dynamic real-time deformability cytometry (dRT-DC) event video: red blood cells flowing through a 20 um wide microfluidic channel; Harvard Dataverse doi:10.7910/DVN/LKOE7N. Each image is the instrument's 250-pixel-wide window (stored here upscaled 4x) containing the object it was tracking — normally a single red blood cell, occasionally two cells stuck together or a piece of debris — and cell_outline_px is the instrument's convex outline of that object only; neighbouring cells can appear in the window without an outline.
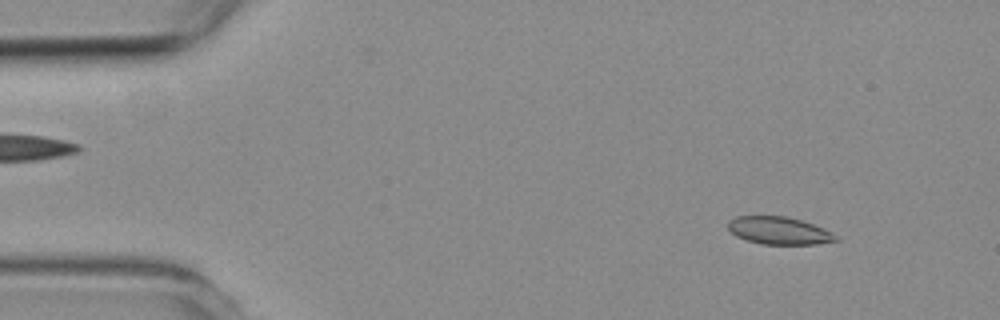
{"species": "common noctule bat (a hibernating species)", "species_latin": "Nyctalus noctula", "temperature_condition": "room temperature", "stored_images_in_passage": 2, "camera_frame_rate_fps": 3000, "um_per_image_px": 0.085, "animal": {"sex": "female", "body_mass_g": 19.3, "forearm_length_mm": 54.1}, "frame": {"image": 1, "passage_image": 2, "time_ms": 2.0, "image_size_px": [1000, 320], "cell_outline_px": [[840, 240], [816, 244], [764, 244], [748, 240], [736, 236], [728, 228], [728, 220], [736, 216], [784, 216], [800, 220], [824, 228], [832, 232]], "centroid_in_image_um": [66.22, 19.6], "position_along_channel_um": 18.8, "area_um2": 17.17}}